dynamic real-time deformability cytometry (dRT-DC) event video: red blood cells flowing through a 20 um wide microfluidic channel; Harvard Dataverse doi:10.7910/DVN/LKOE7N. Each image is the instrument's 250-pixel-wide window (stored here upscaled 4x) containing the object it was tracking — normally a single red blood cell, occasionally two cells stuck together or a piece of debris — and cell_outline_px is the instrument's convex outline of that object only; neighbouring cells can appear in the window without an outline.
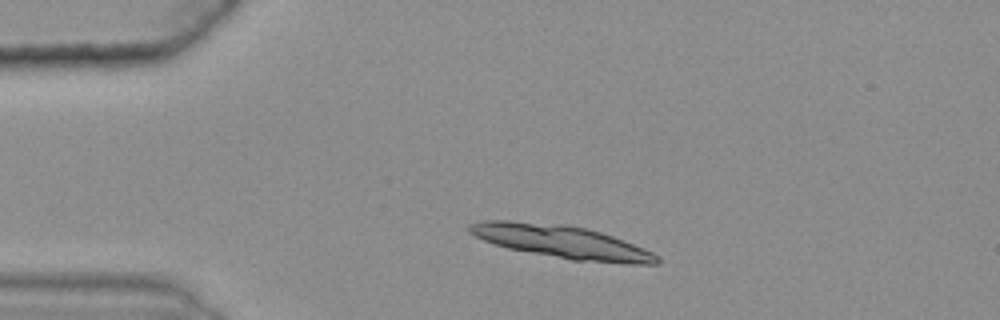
{"species": "common noctule bat (a hibernating species)", "species_latin": "Nyctalus noctula", "temperature_condition": "warm", "stored_images_in_passage": 18, "camera_frame_rate_fps": 3000, "um_per_image_px": 0.085, "animal": {"sex": "female", "body_mass_g": 25.1}, "frame": {"image": 1, "passage_image": 8, "time_ms": 2.333, "image_size_px": [1000, 320], "cell_outline_px": [[660, 264], [632, 264], [572, 260], [508, 248], [484, 240], [468, 232], [468, 224], [484, 220], [508, 220], [564, 224], [584, 228], [600, 232], [624, 240], [644, 248], [660, 256]], "centroid_in_image_um": [47.77, 20.55], "position_along_channel_um": 37.2, "area_um2": 35.84}}